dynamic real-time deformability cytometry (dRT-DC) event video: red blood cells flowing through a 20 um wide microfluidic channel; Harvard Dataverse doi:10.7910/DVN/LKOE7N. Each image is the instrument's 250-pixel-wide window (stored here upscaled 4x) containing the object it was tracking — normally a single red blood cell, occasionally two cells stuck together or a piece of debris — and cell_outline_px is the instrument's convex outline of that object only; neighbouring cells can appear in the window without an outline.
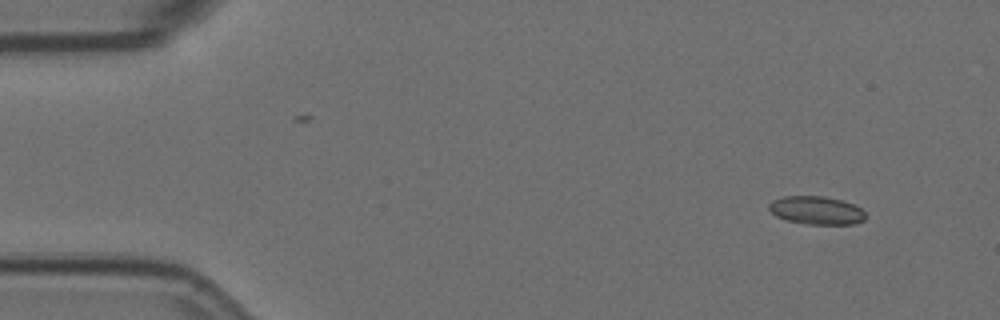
{"species": "Egyptian fruit bat (a non-hibernating species)", "species_latin": "Rousettus aegyptiacus", "temperature_condition": "room temperature", "stored_images_in_passage": 4, "camera_frame_rate_fps": 3000, "um_per_image_px": 0.085, "animal": {"sex": "female"}, "frame": {"image": 1, "passage_image": 1, "time_ms": 0.0, "image_size_px": [1000, 320], "cell_outline_px": [[864, 220], [856, 224], [804, 224], [788, 220], [776, 216], [768, 208], [768, 204], [772, 200], [784, 196], [824, 196], [844, 200], [860, 208], [864, 212]], "centroid_in_image_um": [69.38, 17.87], "position_along_channel_um": 15.6, "area_um2": 15.9}}
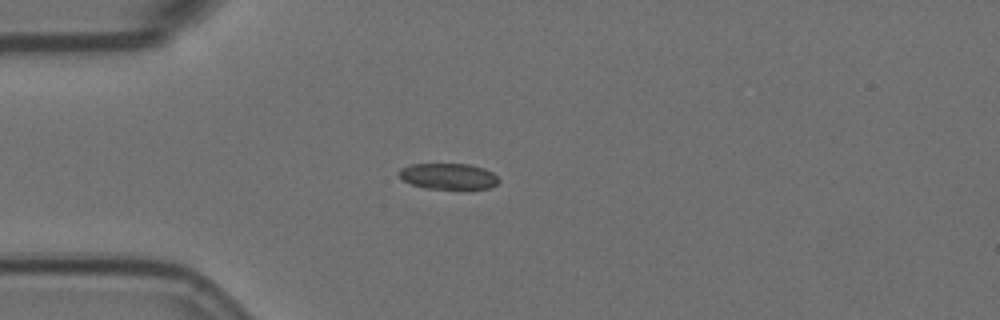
{"frame": {"image": 2, "passage_image": 4, "time_ms": 1.0, "image_size_px": [1000, 320], "cell_outline_px": [[500, 180], [496, 184], [488, 188], [468, 192], [424, 188], [412, 184], [404, 180], [396, 172], [400, 168], [412, 164], [468, 164], [484, 168], [492, 172]], "centroid_in_image_um": [38.14, 15.03], "position_along_channel_um": 46.9, "area_um2": 15.84}}